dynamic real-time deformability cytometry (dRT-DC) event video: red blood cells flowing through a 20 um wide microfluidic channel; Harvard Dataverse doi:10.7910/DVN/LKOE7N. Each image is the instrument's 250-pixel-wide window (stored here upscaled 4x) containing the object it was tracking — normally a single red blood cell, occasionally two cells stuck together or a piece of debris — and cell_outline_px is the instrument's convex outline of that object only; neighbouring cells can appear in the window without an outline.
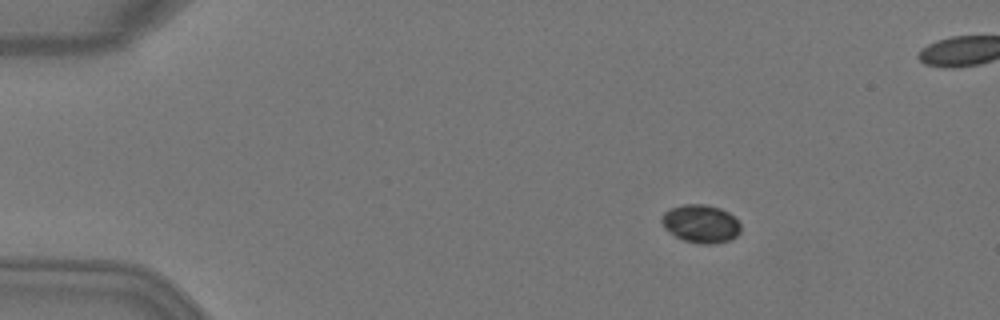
{"species": "Egyptian fruit bat (a non-hibernating species)", "species_latin": "Rousettus aegyptiacus", "temperature_condition": "warm", "stored_images_in_passage": 5, "camera_frame_rate_fps": 3000, "um_per_image_px": 0.085, "animal": {"sex": "female"}, "frame": {"image": 1, "passage_image": 2, "time_ms": 0.333, "image_size_px": [1000, 320], "cell_outline_px": [[740, 232], [736, 236], [728, 240], [716, 244], [696, 244], [684, 240], [676, 236], [664, 228], [660, 220], [664, 212], [672, 208], [684, 204], [704, 204], [720, 208], [728, 212], [740, 224]], "centroid_in_image_um": [59.55, 19.02], "position_along_channel_um": 25.4, "area_um2": 17.51}}